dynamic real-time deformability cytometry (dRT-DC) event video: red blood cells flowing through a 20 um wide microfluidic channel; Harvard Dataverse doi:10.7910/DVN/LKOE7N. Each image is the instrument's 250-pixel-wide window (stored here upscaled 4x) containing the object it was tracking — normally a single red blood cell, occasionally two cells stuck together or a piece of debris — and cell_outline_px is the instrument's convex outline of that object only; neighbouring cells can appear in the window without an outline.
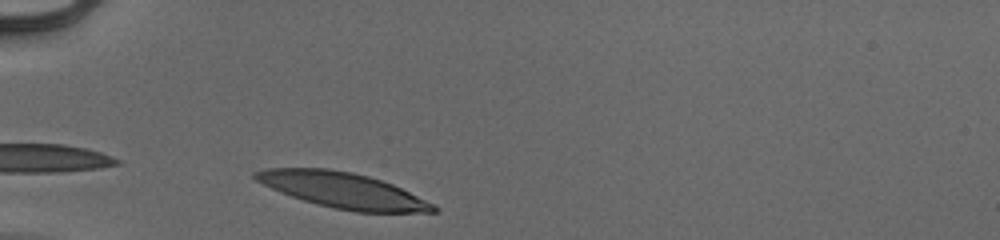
{"species": "human", "species_latin": "Homo sapiens", "temperature_condition": "cold", "stored_images_in_passage": 29, "camera_frame_rate_fps": 3000, "um_per_image_px": 0.085, "donor": {"sex": "male"}, "frame": {"image": 1, "passage_image": 1, "time_ms": 0.0, "image_size_px": [1000, 240], "cell_outline_px": [[440, 208], [436, 212], [356, 212], [316, 204], [280, 192], [256, 180], [252, 176], [252, 172], [268, 168], [328, 168], [352, 172], [368, 176], [392, 184]], "centroid_in_image_um": [29.1, 16.16], "position_along_channel_um": 55.9, "area_um2": 36.36}}
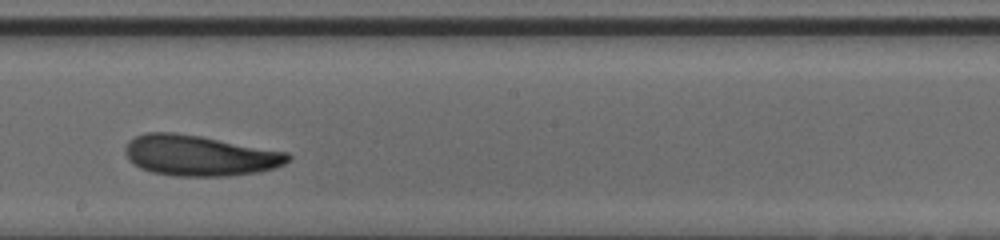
{"frame": {"image": 2, "passage_image": 16, "time_ms": 5.0, "image_size_px": [1000, 240], "cell_outline_px": [[292, 156], [284, 164], [272, 168], [256, 172], [228, 176], [172, 176], [152, 172], [140, 168], [128, 160], [124, 152], [124, 148], [128, 140], [144, 132], [172, 132], [200, 136], [288, 152]], "centroid_in_image_um": [16.91, 13.22], "position_along_channel_um": 231.3, "area_um2": 38.61}}
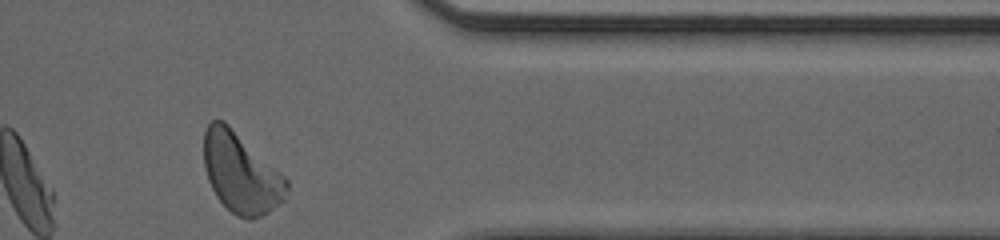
{"frame": {"image": 3, "passage_image": 29, "time_ms": 9.333, "image_size_px": [1000, 240], "cell_outline_px": [[288, 192], [284, 200], [280, 204], [268, 212], [260, 216], [248, 220], [236, 216], [216, 196], [208, 180], [204, 168], [204, 132], [208, 124], [212, 120], [224, 120], [284, 176], [288, 180]], "centroid_in_image_um": [20.48, 14.72], "position_along_channel_um": 390.9, "area_um2": 38.44}, "authors_computed_cell_mechanics": {"area_um2": 37.6856, "velocity_mm_per_s": 3.9134, "shape_relaxation_time_tau1_ms": 2.5104, "shape_relaxation_time_tau2_ms": 3.711, "deformation_change_tau1": 0.13, "deformation_change_tau2": 0.1237}}